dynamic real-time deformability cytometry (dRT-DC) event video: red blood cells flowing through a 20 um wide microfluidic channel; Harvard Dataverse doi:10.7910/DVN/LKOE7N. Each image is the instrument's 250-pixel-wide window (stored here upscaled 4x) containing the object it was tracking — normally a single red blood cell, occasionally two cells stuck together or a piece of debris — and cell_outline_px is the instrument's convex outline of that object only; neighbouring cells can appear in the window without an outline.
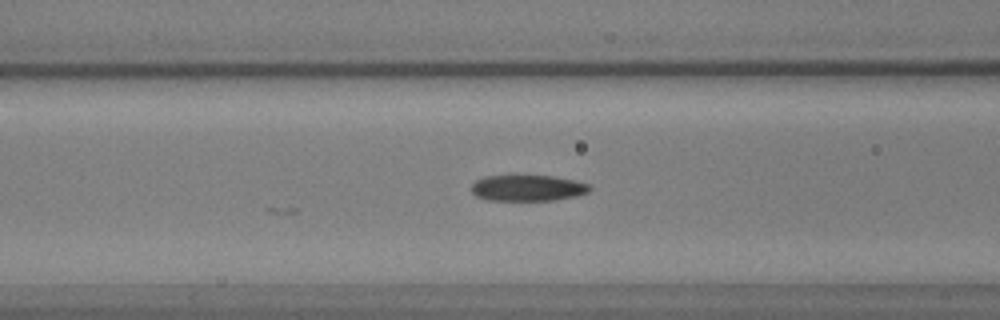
{"species": "common noctule bat (a hibernating species)", "species_latin": "Nyctalus noctula", "temperature_condition": "warm", "stored_images_in_passage": 22, "camera_frame_rate_fps": 3000, "um_per_image_px": 0.085, "animal": {"sex": "male", "body_mass_g": 17.9, "forearm_length_mm": 54.2}, "frame": {"image": 1, "passage_image": 13, "time_ms": 4.0, "image_size_px": [1000, 320], "cell_outline_px": [[592, 188], [588, 192], [576, 196], [556, 200], [484, 200], [476, 196], [472, 192], [472, 184], [476, 180], [484, 176], [508, 172], [516, 172], [552, 176], [576, 180], [588, 184]], "centroid_in_image_um": [44.8, 15.92], "position_along_channel_um": 121.8, "area_um2": 19.07}}
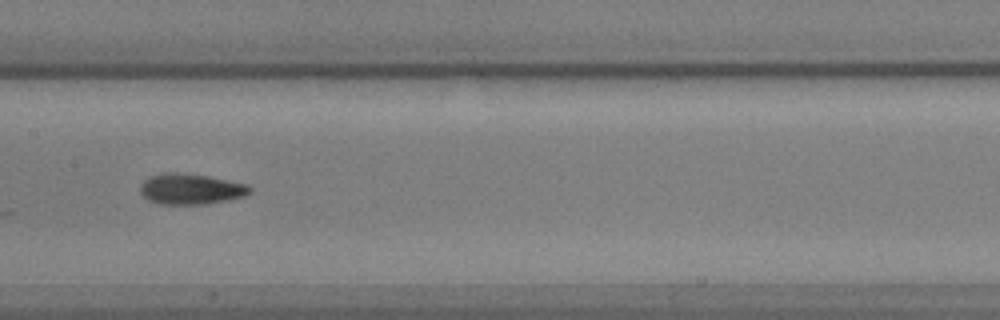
{"frame": {"image": 2, "passage_image": 19, "time_ms": 6.0, "image_size_px": [1000, 320], "cell_outline_px": [[252, 192], [244, 196], [228, 200], [204, 204], [160, 204], [148, 200], [140, 192], [140, 184], [144, 180], [152, 176], [164, 172], [176, 172], [208, 176], [248, 184], [252, 188]], "centroid_in_image_um": [16.23, 16.06], "position_along_channel_um": 191.2, "area_um2": 19.65}}
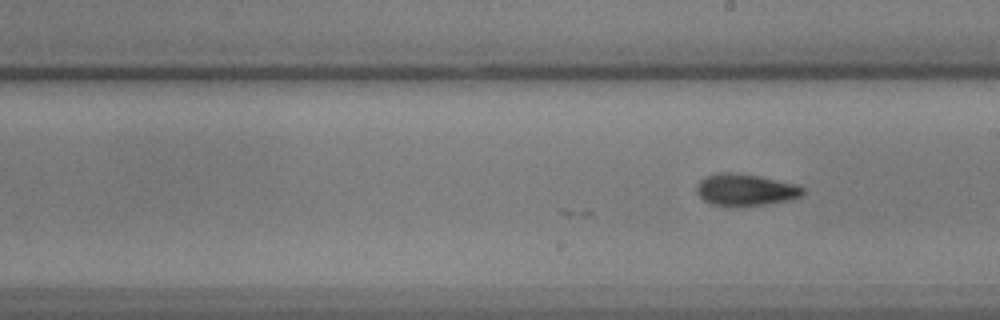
{"frame": {"image": 3, "passage_image": 22, "time_ms": 7.0, "image_size_px": [1000, 320], "cell_outline_px": [[804, 192], [800, 196], [788, 200], [768, 204], [732, 208], [728, 208], [712, 204], [704, 200], [696, 192], [696, 184], [700, 180], [716, 172], [732, 172], [760, 176], [796, 184], [804, 188]], "centroid_in_image_um": [63.33, 16.15], "position_along_channel_um": 225.7, "area_um2": 20.11}}